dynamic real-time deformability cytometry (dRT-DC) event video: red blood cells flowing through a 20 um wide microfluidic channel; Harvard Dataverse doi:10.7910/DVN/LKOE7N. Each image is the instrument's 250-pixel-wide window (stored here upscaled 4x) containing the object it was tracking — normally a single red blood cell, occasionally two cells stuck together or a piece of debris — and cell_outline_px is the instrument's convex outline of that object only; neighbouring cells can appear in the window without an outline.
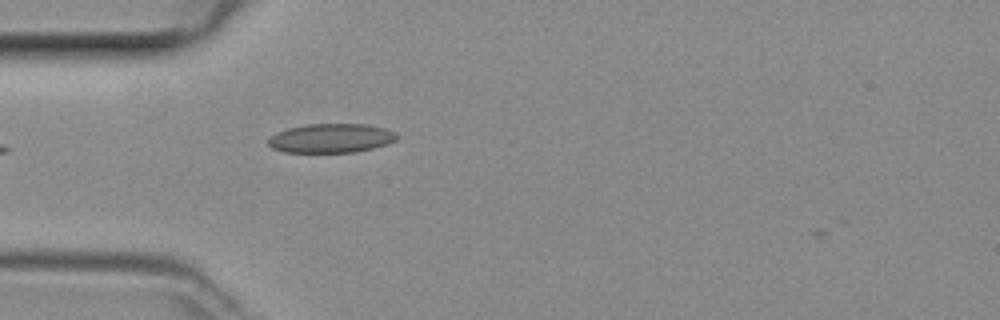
{"species": "common noctule bat (a hibernating species)", "species_latin": "Nyctalus noctula", "temperature_condition": "room temperature", "stored_images_in_passage": 14, "camera_frame_rate_fps": 3000, "um_per_image_px": 0.085, "animal": {"sex": "female", "body_mass_g": 29.2, "forearm_length_mm": 56.3}, "frame": {"image": 1, "passage_image": 2, "time_ms": 0.333, "image_size_px": [1000, 320], "cell_outline_px": [[396, 140], [388, 144], [356, 152], [284, 152], [272, 148], [268, 144], [268, 140], [276, 132], [288, 128], [308, 124], [364, 124], [384, 128], [396, 132]], "centroid_in_image_um": [28.14, 11.75], "position_along_channel_um": 56.9, "area_um2": 21.73}}
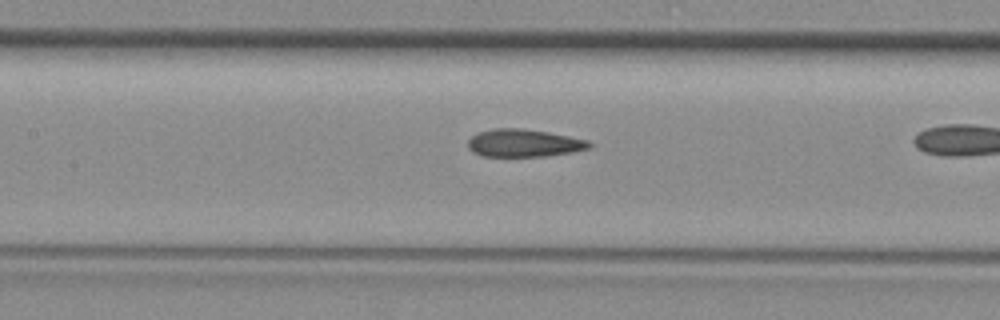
{"frame": {"image": 2, "passage_image": 7, "time_ms": 2.0, "image_size_px": [1000, 320], "cell_outline_px": [[592, 148], [572, 152], [544, 156], [480, 156], [472, 152], [468, 148], [468, 140], [472, 136], [480, 132], [492, 128], [520, 128], [548, 132], [588, 140], [592, 144]], "centroid_in_image_um": [44.52, 12.16], "position_along_channel_um": 162.9, "area_um2": 19.59}}